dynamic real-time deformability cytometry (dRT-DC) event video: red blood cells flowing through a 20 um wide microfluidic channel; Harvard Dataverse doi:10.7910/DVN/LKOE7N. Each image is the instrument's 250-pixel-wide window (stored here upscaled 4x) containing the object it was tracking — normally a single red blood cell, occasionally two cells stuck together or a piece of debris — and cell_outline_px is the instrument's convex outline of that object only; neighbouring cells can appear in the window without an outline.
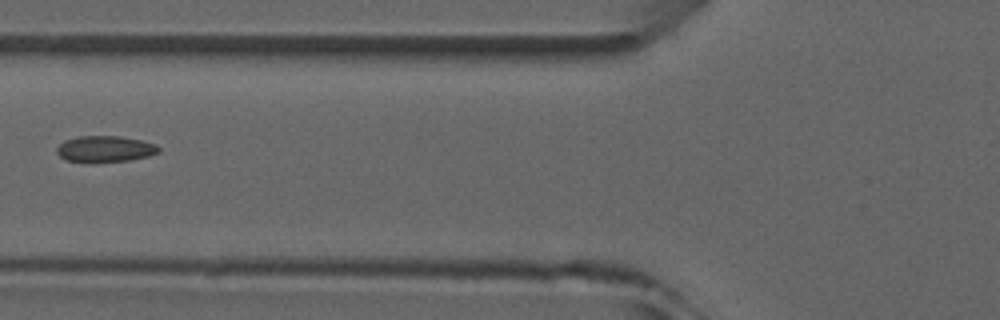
{"species": "common noctule bat (a hibernating species)", "species_latin": "Nyctalus noctula", "temperature_condition": "room temperature", "stored_images_in_passage": 4, "camera_frame_rate_fps": 3000, "um_per_image_px": 0.085, "animal": {"sex": "male", "forearm_length_mm": 52.5}, "frame": {"image": 1, "passage_image": 4, "time_ms": 3.333, "image_size_px": [1000, 320], "cell_outline_px": [[160, 152], [148, 156], [128, 160], [92, 164], [68, 160], [60, 156], [56, 152], [56, 148], [64, 140], [80, 136], [120, 136], [140, 140], [156, 144], [160, 148]], "centroid_in_image_um": [8.92, 12.68], "position_along_channel_um": 116.9, "area_um2": 15.84}}